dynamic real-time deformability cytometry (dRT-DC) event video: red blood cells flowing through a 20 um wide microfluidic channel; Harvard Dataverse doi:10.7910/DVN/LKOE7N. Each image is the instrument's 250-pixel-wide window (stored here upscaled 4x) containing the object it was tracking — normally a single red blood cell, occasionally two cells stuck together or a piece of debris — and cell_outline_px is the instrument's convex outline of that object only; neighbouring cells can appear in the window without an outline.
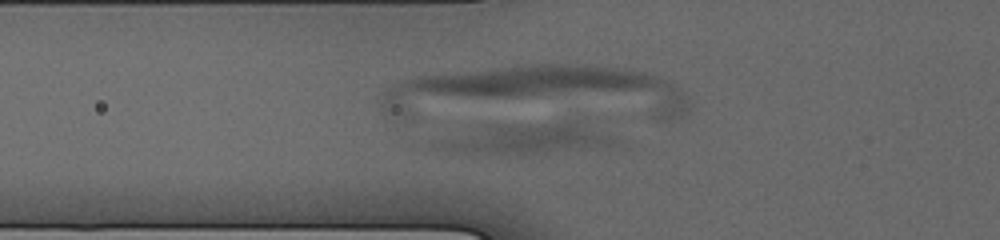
{"species": "human", "species_latin": "Homo sapiens", "temperature_condition": "cold", "stored_images_in_passage": 11, "camera_frame_rate_fps": 3000, "um_per_image_px": 0.085, "donor": {"sex": "male"}, "frame": {"image": 1, "passage_image": 11, "time_ms": 7.333, "image_size_px": [1000, 240], "cell_outline_px": [[624, 140], [616, 144], [524, 156], [500, 156], [456, 152], [428, 148], [420, 144], [428, 140], [480, 124], [572, 120], [584, 120]], "centroid_in_image_um": [44.54, 11.76], "position_along_channel_um": 81.3, "area_um2": 35.84}}